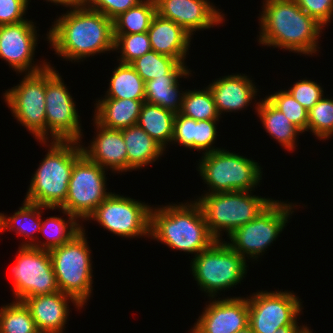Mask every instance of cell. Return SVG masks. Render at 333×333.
<instances>
[{"instance_id":"obj_28","label":"cell","mask_w":333,"mask_h":333,"mask_svg":"<svg viewBox=\"0 0 333 333\" xmlns=\"http://www.w3.org/2000/svg\"><path fill=\"white\" fill-rule=\"evenodd\" d=\"M174 118V112L143 102L137 125L166 150L173 139Z\"/></svg>"},{"instance_id":"obj_5","label":"cell","mask_w":333,"mask_h":333,"mask_svg":"<svg viewBox=\"0 0 333 333\" xmlns=\"http://www.w3.org/2000/svg\"><path fill=\"white\" fill-rule=\"evenodd\" d=\"M195 201L201 207L210 233L216 240H223V232L228 237L254 220L273 199L253 195L252 191H233L204 193Z\"/></svg>"},{"instance_id":"obj_49","label":"cell","mask_w":333,"mask_h":333,"mask_svg":"<svg viewBox=\"0 0 333 333\" xmlns=\"http://www.w3.org/2000/svg\"><path fill=\"white\" fill-rule=\"evenodd\" d=\"M0 233H2L1 232V213H0Z\"/></svg>"},{"instance_id":"obj_48","label":"cell","mask_w":333,"mask_h":333,"mask_svg":"<svg viewBox=\"0 0 333 333\" xmlns=\"http://www.w3.org/2000/svg\"><path fill=\"white\" fill-rule=\"evenodd\" d=\"M302 333H313L311 329L307 326Z\"/></svg>"},{"instance_id":"obj_8","label":"cell","mask_w":333,"mask_h":333,"mask_svg":"<svg viewBox=\"0 0 333 333\" xmlns=\"http://www.w3.org/2000/svg\"><path fill=\"white\" fill-rule=\"evenodd\" d=\"M246 261L225 240H216L192 258L190 269L200 290L215 298L219 291H227L241 283L247 274Z\"/></svg>"},{"instance_id":"obj_1","label":"cell","mask_w":333,"mask_h":333,"mask_svg":"<svg viewBox=\"0 0 333 333\" xmlns=\"http://www.w3.org/2000/svg\"><path fill=\"white\" fill-rule=\"evenodd\" d=\"M56 18L47 41L55 53L71 62L114 51L113 20L89 8L83 1ZM82 59V60H81Z\"/></svg>"},{"instance_id":"obj_23","label":"cell","mask_w":333,"mask_h":333,"mask_svg":"<svg viewBox=\"0 0 333 333\" xmlns=\"http://www.w3.org/2000/svg\"><path fill=\"white\" fill-rule=\"evenodd\" d=\"M145 100L99 98L93 119L108 129L121 130L137 124Z\"/></svg>"},{"instance_id":"obj_44","label":"cell","mask_w":333,"mask_h":333,"mask_svg":"<svg viewBox=\"0 0 333 333\" xmlns=\"http://www.w3.org/2000/svg\"><path fill=\"white\" fill-rule=\"evenodd\" d=\"M307 325L300 326H281L274 333H302Z\"/></svg>"},{"instance_id":"obj_30","label":"cell","mask_w":333,"mask_h":333,"mask_svg":"<svg viewBox=\"0 0 333 333\" xmlns=\"http://www.w3.org/2000/svg\"><path fill=\"white\" fill-rule=\"evenodd\" d=\"M109 81L104 98L145 100V82L131 64L119 63Z\"/></svg>"},{"instance_id":"obj_25","label":"cell","mask_w":333,"mask_h":333,"mask_svg":"<svg viewBox=\"0 0 333 333\" xmlns=\"http://www.w3.org/2000/svg\"><path fill=\"white\" fill-rule=\"evenodd\" d=\"M257 116L265 131L287 151L293 152L297 147V136L302 132L291 121L264 97L255 105Z\"/></svg>"},{"instance_id":"obj_26","label":"cell","mask_w":333,"mask_h":333,"mask_svg":"<svg viewBox=\"0 0 333 333\" xmlns=\"http://www.w3.org/2000/svg\"><path fill=\"white\" fill-rule=\"evenodd\" d=\"M192 71L186 75H163L145 82V102L158 105L175 114L180 113L185 91L179 90L180 78H189Z\"/></svg>"},{"instance_id":"obj_45","label":"cell","mask_w":333,"mask_h":333,"mask_svg":"<svg viewBox=\"0 0 333 333\" xmlns=\"http://www.w3.org/2000/svg\"><path fill=\"white\" fill-rule=\"evenodd\" d=\"M82 0H46V2H51L56 4L57 6L63 5L65 7H71L78 3H80ZM28 4L31 2V0H27Z\"/></svg>"},{"instance_id":"obj_3","label":"cell","mask_w":333,"mask_h":333,"mask_svg":"<svg viewBox=\"0 0 333 333\" xmlns=\"http://www.w3.org/2000/svg\"><path fill=\"white\" fill-rule=\"evenodd\" d=\"M173 250L197 256L216 239L210 233L200 205L194 200L151 208L150 235Z\"/></svg>"},{"instance_id":"obj_19","label":"cell","mask_w":333,"mask_h":333,"mask_svg":"<svg viewBox=\"0 0 333 333\" xmlns=\"http://www.w3.org/2000/svg\"><path fill=\"white\" fill-rule=\"evenodd\" d=\"M93 122L97 134L88 147L81 144L83 154L106 170L127 172V149L122 131L105 128L94 119Z\"/></svg>"},{"instance_id":"obj_34","label":"cell","mask_w":333,"mask_h":333,"mask_svg":"<svg viewBox=\"0 0 333 333\" xmlns=\"http://www.w3.org/2000/svg\"><path fill=\"white\" fill-rule=\"evenodd\" d=\"M34 319L22 301H12L0 307V333H35Z\"/></svg>"},{"instance_id":"obj_33","label":"cell","mask_w":333,"mask_h":333,"mask_svg":"<svg viewBox=\"0 0 333 333\" xmlns=\"http://www.w3.org/2000/svg\"><path fill=\"white\" fill-rule=\"evenodd\" d=\"M180 114L196 121L219 120V115L209 87L185 90Z\"/></svg>"},{"instance_id":"obj_42","label":"cell","mask_w":333,"mask_h":333,"mask_svg":"<svg viewBox=\"0 0 333 333\" xmlns=\"http://www.w3.org/2000/svg\"><path fill=\"white\" fill-rule=\"evenodd\" d=\"M27 0H0V25L17 24L27 20ZM26 18V19H25Z\"/></svg>"},{"instance_id":"obj_24","label":"cell","mask_w":333,"mask_h":333,"mask_svg":"<svg viewBox=\"0 0 333 333\" xmlns=\"http://www.w3.org/2000/svg\"><path fill=\"white\" fill-rule=\"evenodd\" d=\"M121 131L127 149V171L151 165L163 155L165 150L137 124Z\"/></svg>"},{"instance_id":"obj_35","label":"cell","mask_w":333,"mask_h":333,"mask_svg":"<svg viewBox=\"0 0 333 333\" xmlns=\"http://www.w3.org/2000/svg\"><path fill=\"white\" fill-rule=\"evenodd\" d=\"M312 132L319 140L333 135V99L323 96L308 111L307 132Z\"/></svg>"},{"instance_id":"obj_11","label":"cell","mask_w":333,"mask_h":333,"mask_svg":"<svg viewBox=\"0 0 333 333\" xmlns=\"http://www.w3.org/2000/svg\"><path fill=\"white\" fill-rule=\"evenodd\" d=\"M106 169L84 154L74 163L68 184L67 198L59 207L78 220L85 221L112 193L107 192Z\"/></svg>"},{"instance_id":"obj_21","label":"cell","mask_w":333,"mask_h":333,"mask_svg":"<svg viewBox=\"0 0 333 333\" xmlns=\"http://www.w3.org/2000/svg\"><path fill=\"white\" fill-rule=\"evenodd\" d=\"M208 87L220 116L225 112L244 110L256 99L259 91L253 80L241 73L217 78Z\"/></svg>"},{"instance_id":"obj_14","label":"cell","mask_w":333,"mask_h":333,"mask_svg":"<svg viewBox=\"0 0 333 333\" xmlns=\"http://www.w3.org/2000/svg\"><path fill=\"white\" fill-rule=\"evenodd\" d=\"M18 248L15 264L11 268L13 298L23 302L29 297L60 291L49 251L31 246Z\"/></svg>"},{"instance_id":"obj_36","label":"cell","mask_w":333,"mask_h":333,"mask_svg":"<svg viewBox=\"0 0 333 333\" xmlns=\"http://www.w3.org/2000/svg\"><path fill=\"white\" fill-rule=\"evenodd\" d=\"M114 39V51L120 53V57L117 59L120 61L118 63L131 64L152 50L147 32L114 34Z\"/></svg>"},{"instance_id":"obj_41","label":"cell","mask_w":333,"mask_h":333,"mask_svg":"<svg viewBox=\"0 0 333 333\" xmlns=\"http://www.w3.org/2000/svg\"><path fill=\"white\" fill-rule=\"evenodd\" d=\"M89 8L101 12L111 20L137 6L143 0H82Z\"/></svg>"},{"instance_id":"obj_9","label":"cell","mask_w":333,"mask_h":333,"mask_svg":"<svg viewBox=\"0 0 333 333\" xmlns=\"http://www.w3.org/2000/svg\"><path fill=\"white\" fill-rule=\"evenodd\" d=\"M295 205L274 199L254 220L230 234L228 236L230 242L226 243L245 260L251 258L257 260L287 226L288 219L298 206Z\"/></svg>"},{"instance_id":"obj_37","label":"cell","mask_w":333,"mask_h":333,"mask_svg":"<svg viewBox=\"0 0 333 333\" xmlns=\"http://www.w3.org/2000/svg\"><path fill=\"white\" fill-rule=\"evenodd\" d=\"M276 108H278L302 133L307 131L308 110H306L286 90H279L265 96Z\"/></svg>"},{"instance_id":"obj_2","label":"cell","mask_w":333,"mask_h":333,"mask_svg":"<svg viewBox=\"0 0 333 333\" xmlns=\"http://www.w3.org/2000/svg\"><path fill=\"white\" fill-rule=\"evenodd\" d=\"M262 6L259 15L260 45L305 56L318 52V39L325 28L307 15L294 0H263Z\"/></svg>"},{"instance_id":"obj_13","label":"cell","mask_w":333,"mask_h":333,"mask_svg":"<svg viewBox=\"0 0 333 333\" xmlns=\"http://www.w3.org/2000/svg\"><path fill=\"white\" fill-rule=\"evenodd\" d=\"M23 77L3 93L4 101L17 122L37 141H46L45 69Z\"/></svg>"},{"instance_id":"obj_10","label":"cell","mask_w":333,"mask_h":333,"mask_svg":"<svg viewBox=\"0 0 333 333\" xmlns=\"http://www.w3.org/2000/svg\"><path fill=\"white\" fill-rule=\"evenodd\" d=\"M55 69L51 64L45 68L46 141L82 143L81 119L76 110V102Z\"/></svg>"},{"instance_id":"obj_18","label":"cell","mask_w":333,"mask_h":333,"mask_svg":"<svg viewBox=\"0 0 333 333\" xmlns=\"http://www.w3.org/2000/svg\"><path fill=\"white\" fill-rule=\"evenodd\" d=\"M156 13L172 20L191 36L196 31L223 24L222 11L209 0H155ZM223 21V22H222Z\"/></svg>"},{"instance_id":"obj_15","label":"cell","mask_w":333,"mask_h":333,"mask_svg":"<svg viewBox=\"0 0 333 333\" xmlns=\"http://www.w3.org/2000/svg\"><path fill=\"white\" fill-rule=\"evenodd\" d=\"M249 322L254 333H274L281 326H298L302 302L291 291H257L249 297ZM298 318V320H297Z\"/></svg>"},{"instance_id":"obj_46","label":"cell","mask_w":333,"mask_h":333,"mask_svg":"<svg viewBox=\"0 0 333 333\" xmlns=\"http://www.w3.org/2000/svg\"><path fill=\"white\" fill-rule=\"evenodd\" d=\"M236 333H254L251 327L248 325L244 329L237 331Z\"/></svg>"},{"instance_id":"obj_4","label":"cell","mask_w":333,"mask_h":333,"mask_svg":"<svg viewBox=\"0 0 333 333\" xmlns=\"http://www.w3.org/2000/svg\"><path fill=\"white\" fill-rule=\"evenodd\" d=\"M40 143L49 149L31 176L24 199L48 208H59L67 198L74 163L83 155L81 142L51 141L48 144L47 141H40Z\"/></svg>"},{"instance_id":"obj_22","label":"cell","mask_w":333,"mask_h":333,"mask_svg":"<svg viewBox=\"0 0 333 333\" xmlns=\"http://www.w3.org/2000/svg\"><path fill=\"white\" fill-rule=\"evenodd\" d=\"M147 34L153 51L185 63L192 36L182 27L156 13Z\"/></svg>"},{"instance_id":"obj_12","label":"cell","mask_w":333,"mask_h":333,"mask_svg":"<svg viewBox=\"0 0 333 333\" xmlns=\"http://www.w3.org/2000/svg\"><path fill=\"white\" fill-rule=\"evenodd\" d=\"M151 208L145 202L112 192L86 221H97L103 229L120 237H148Z\"/></svg>"},{"instance_id":"obj_16","label":"cell","mask_w":333,"mask_h":333,"mask_svg":"<svg viewBox=\"0 0 333 333\" xmlns=\"http://www.w3.org/2000/svg\"><path fill=\"white\" fill-rule=\"evenodd\" d=\"M36 28L34 22L28 19L17 24L0 25V58L16 73H37L50 64L46 60L40 65L34 64L39 37Z\"/></svg>"},{"instance_id":"obj_17","label":"cell","mask_w":333,"mask_h":333,"mask_svg":"<svg viewBox=\"0 0 333 333\" xmlns=\"http://www.w3.org/2000/svg\"><path fill=\"white\" fill-rule=\"evenodd\" d=\"M211 299L190 329V333H236L248 326L247 297ZM213 299V301H212Z\"/></svg>"},{"instance_id":"obj_38","label":"cell","mask_w":333,"mask_h":333,"mask_svg":"<svg viewBox=\"0 0 333 333\" xmlns=\"http://www.w3.org/2000/svg\"><path fill=\"white\" fill-rule=\"evenodd\" d=\"M217 122L219 120L196 121L193 119V150H202L204 151L202 154H207L222 149L213 146L218 136L216 131Z\"/></svg>"},{"instance_id":"obj_7","label":"cell","mask_w":333,"mask_h":333,"mask_svg":"<svg viewBox=\"0 0 333 333\" xmlns=\"http://www.w3.org/2000/svg\"><path fill=\"white\" fill-rule=\"evenodd\" d=\"M84 228L69 242L49 251L59 290L83 307L93 290V262Z\"/></svg>"},{"instance_id":"obj_29","label":"cell","mask_w":333,"mask_h":333,"mask_svg":"<svg viewBox=\"0 0 333 333\" xmlns=\"http://www.w3.org/2000/svg\"><path fill=\"white\" fill-rule=\"evenodd\" d=\"M58 210L67 215L68 220L59 216H50L45 220H41L39 233L43 234L47 241L41 242L40 240H36L32 247L50 251L69 242L83 229L82 223L74 215L60 208Z\"/></svg>"},{"instance_id":"obj_39","label":"cell","mask_w":333,"mask_h":333,"mask_svg":"<svg viewBox=\"0 0 333 333\" xmlns=\"http://www.w3.org/2000/svg\"><path fill=\"white\" fill-rule=\"evenodd\" d=\"M287 91L308 111L324 96L322 86L307 78L297 81Z\"/></svg>"},{"instance_id":"obj_40","label":"cell","mask_w":333,"mask_h":333,"mask_svg":"<svg viewBox=\"0 0 333 333\" xmlns=\"http://www.w3.org/2000/svg\"><path fill=\"white\" fill-rule=\"evenodd\" d=\"M309 16L324 28L333 20V0H294Z\"/></svg>"},{"instance_id":"obj_43","label":"cell","mask_w":333,"mask_h":333,"mask_svg":"<svg viewBox=\"0 0 333 333\" xmlns=\"http://www.w3.org/2000/svg\"><path fill=\"white\" fill-rule=\"evenodd\" d=\"M182 145L193 150V119L180 113L175 114L171 144Z\"/></svg>"},{"instance_id":"obj_47","label":"cell","mask_w":333,"mask_h":333,"mask_svg":"<svg viewBox=\"0 0 333 333\" xmlns=\"http://www.w3.org/2000/svg\"><path fill=\"white\" fill-rule=\"evenodd\" d=\"M35 333H59V332L37 330Z\"/></svg>"},{"instance_id":"obj_20","label":"cell","mask_w":333,"mask_h":333,"mask_svg":"<svg viewBox=\"0 0 333 333\" xmlns=\"http://www.w3.org/2000/svg\"><path fill=\"white\" fill-rule=\"evenodd\" d=\"M23 302L29 308L38 330L59 333H63L66 328L70 313L69 303L72 302L77 309L83 307L71 295L61 291L29 297Z\"/></svg>"},{"instance_id":"obj_32","label":"cell","mask_w":333,"mask_h":333,"mask_svg":"<svg viewBox=\"0 0 333 333\" xmlns=\"http://www.w3.org/2000/svg\"><path fill=\"white\" fill-rule=\"evenodd\" d=\"M155 14V0H143L113 20L114 34L147 32Z\"/></svg>"},{"instance_id":"obj_27","label":"cell","mask_w":333,"mask_h":333,"mask_svg":"<svg viewBox=\"0 0 333 333\" xmlns=\"http://www.w3.org/2000/svg\"><path fill=\"white\" fill-rule=\"evenodd\" d=\"M57 209L48 208L38 204H33L27 201H23V205L17 210L14 215L10 217L1 213V232L15 231L18 235L26 238L25 242H22L20 246H33L36 238L33 235L35 232H40L41 220L43 210Z\"/></svg>"},{"instance_id":"obj_31","label":"cell","mask_w":333,"mask_h":333,"mask_svg":"<svg viewBox=\"0 0 333 333\" xmlns=\"http://www.w3.org/2000/svg\"><path fill=\"white\" fill-rule=\"evenodd\" d=\"M131 66L144 82L163 77V75H186L190 70L185 63H179L175 58L153 50L134 60Z\"/></svg>"},{"instance_id":"obj_6","label":"cell","mask_w":333,"mask_h":333,"mask_svg":"<svg viewBox=\"0 0 333 333\" xmlns=\"http://www.w3.org/2000/svg\"><path fill=\"white\" fill-rule=\"evenodd\" d=\"M198 162L197 171L209 187L206 193L254 191L263 179L258 162L223 148L203 154Z\"/></svg>"}]
</instances>
